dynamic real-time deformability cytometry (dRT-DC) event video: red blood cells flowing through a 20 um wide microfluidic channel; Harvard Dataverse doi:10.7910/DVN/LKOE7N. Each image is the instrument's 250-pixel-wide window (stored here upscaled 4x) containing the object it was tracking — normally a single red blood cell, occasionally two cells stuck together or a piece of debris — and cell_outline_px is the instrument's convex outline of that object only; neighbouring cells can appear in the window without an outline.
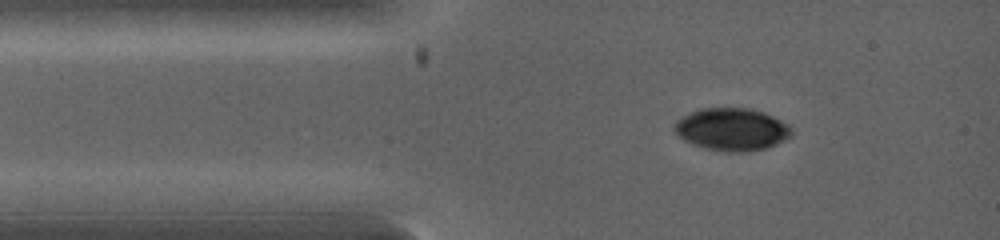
{"species": "common noctule bat (a hibernating species)", "species_latin": "Nyctalus noctula", "temperature_condition": "warm", "stored_images_in_passage": 3, "camera_frame_rate_fps": 5000, "um_per_image_px": 0.085, "animal": {"sex": "female", "body_mass_g": 19.0, "forearm_length_mm": 53.3}, "frame": {"image": 1, "passage_image": 1, "time_ms": 0.0, "image_size_px": [1000, 240], "cell_outline_px": [[792, 136], [776, 144], [764, 148], [748, 152], [724, 152], [704, 148], [692, 144], [684, 140], [672, 128], [672, 124], [680, 116], [700, 108], [748, 108], [764, 112], [788, 124], [792, 128]], "centroid_in_image_um": [62.17, 10.99], "position_along_channel_um": 22.8, "area_um2": 29.3}}